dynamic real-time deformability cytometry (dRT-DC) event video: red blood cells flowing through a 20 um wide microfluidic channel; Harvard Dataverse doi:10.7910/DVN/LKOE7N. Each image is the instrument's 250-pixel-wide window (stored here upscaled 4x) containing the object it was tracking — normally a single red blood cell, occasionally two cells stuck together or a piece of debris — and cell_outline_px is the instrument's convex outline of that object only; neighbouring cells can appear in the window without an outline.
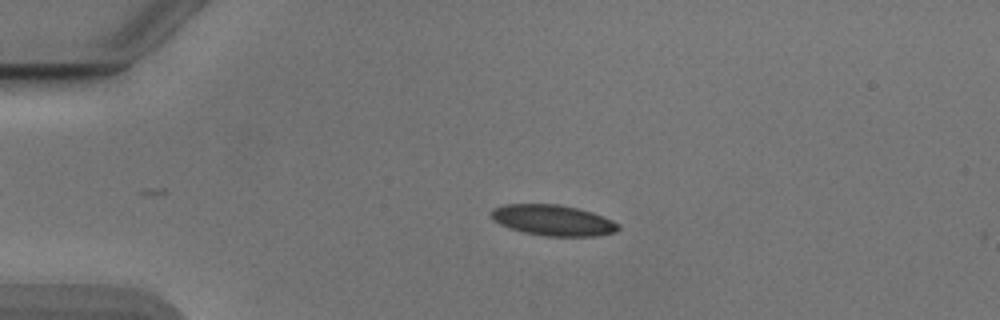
{"species": "Egyptian fruit bat (a non-hibernating species)", "species_latin": "Rousettus aegyptiacus", "temperature_condition": "cold", "stored_images_in_passage": 36, "camera_frame_rate_fps": 3000, "um_per_image_px": 0.085, "animal": {"sex": "male"}, "frame": {"image": 1, "passage_image": 6, "time_ms": 1.667, "image_size_px": [1000, 320], "cell_outline_px": [[620, 228], [616, 232], [596, 236], [544, 236], [524, 232], [508, 228], [492, 220], [492, 208], [504, 204], [560, 204], [592, 212], [612, 220], [620, 224]], "centroid_in_image_um": [47.0, 18.72], "position_along_channel_um": 38.0, "area_um2": 22.89}}
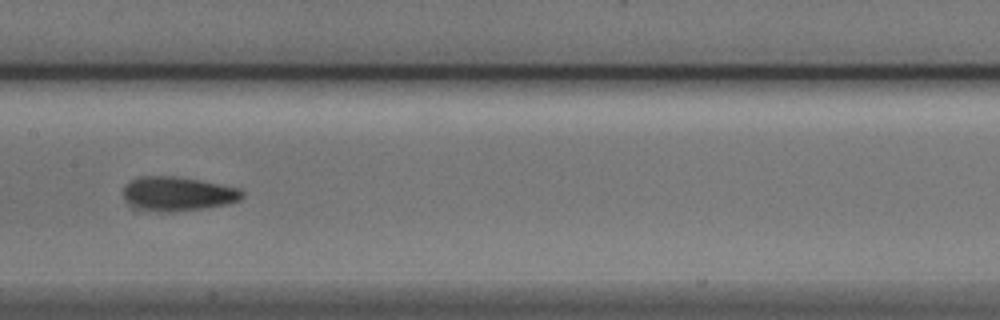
{"frame": {"image": 2, "passage_image": 21, "time_ms": 6.667, "image_size_px": [1000, 320], "cell_outline_px": [[244, 196], [240, 200], [228, 204], [204, 208], [168, 212], [160, 212], [140, 208], [128, 204], [124, 200], [124, 184], [140, 176], [176, 176], [200, 180], [240, 188], [244, 192]], "centroid_in_image_um": [15.12, 16.46], "position_along_channel_um": 192.3, "area_um2": 23.76}}
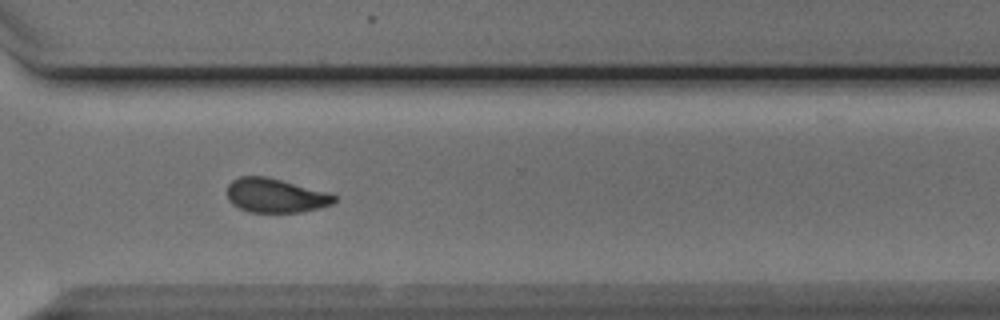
{"frame": {"image": 3, "passage_image": 33, "time_ms": 10.667, "image_size_px": [1000, 320], "cell_outline_px": [[336, 200], [332, 204], [320, 208], [300, 212], [248, 212], [232, 204], [228, 200], [228, 184], [232, 180], [240, 176], [264, 176], [280, 180], [324, 192], [336, 196]], "centroid_in_image_um": [23.37, 16.63], "position_along_channel_um": 347.2, "area_um2": 20.98}, "authors_computed_cell_mechanics": {"area_um2": 22.6865, "velocity_mm_per_s": 3.8778, "shape_relaxation_time_tau1_ms": 4.6759, "shape_relaxation_time_tau2_ms": 3.9977, "deformation_change_tau1": 0.1318, "deformation_change_tau2": 0.0986}}